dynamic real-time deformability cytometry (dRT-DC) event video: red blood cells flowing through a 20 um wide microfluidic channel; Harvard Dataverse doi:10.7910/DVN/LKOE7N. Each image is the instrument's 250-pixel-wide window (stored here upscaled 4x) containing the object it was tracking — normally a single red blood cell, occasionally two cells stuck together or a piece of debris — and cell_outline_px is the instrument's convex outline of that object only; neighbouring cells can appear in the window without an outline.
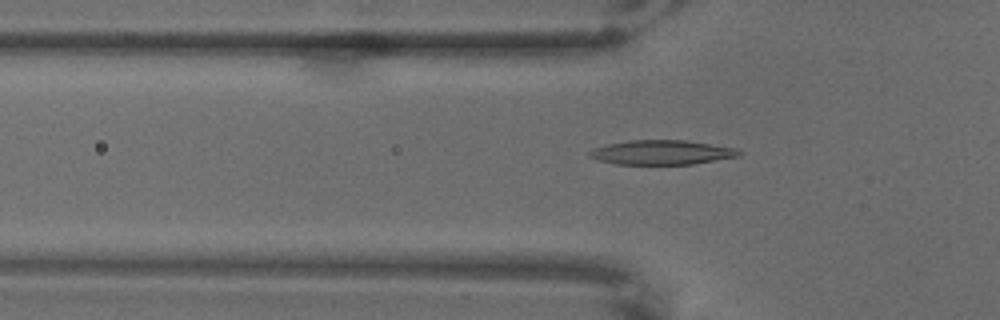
{"species": "common noctule bat (a hibernating species)", "species_latin": "Nyctalus noctula", "temperature_condition": "warm", "stored_images_in_passage": 65, "camera_frame_rate_fps": 3000, "um_per_image_px": 0.085, "animal": {"sex": "male", "body_mass_g": 18.8}, "frame": {"image": 1, "passage_image": 22, "time_ms": 7.0, "image_size_px": [1000, 320], "cell_outline_px": [[744, 152], [740, 156], [692, 164], [616, 164], [596, 160], [588, 156], [588, 152], [592, 148], [608, 144], [628, 140], [684, 140], [736, 148]], "centroid_in_image_um": [56.22, 12.95], "position_along_channel_um": 69.6, "area_um2": 21.39}}
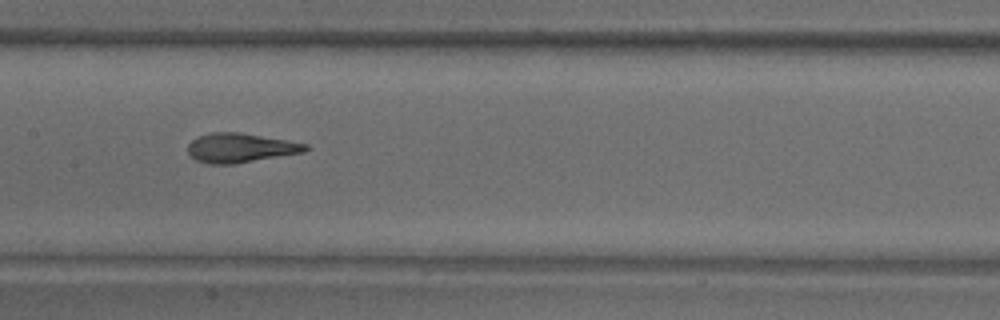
{"frame": {"image": 2, "passage_image": 33, "time_ms": 10.667, "image_size_px": [1000, 320], "cell_outline_px": [[308, 148], [304, 152], [236, 164], [208, 164], [196, 160], [188, 152], [188, 144], [192, 140], [200, 136], [212, 132], [240, 132], [308, 144]], "centroid_in_image_um": [20.42, 12.57], "position_along_channel_um": 187.0, "area_um2": 20.0}}
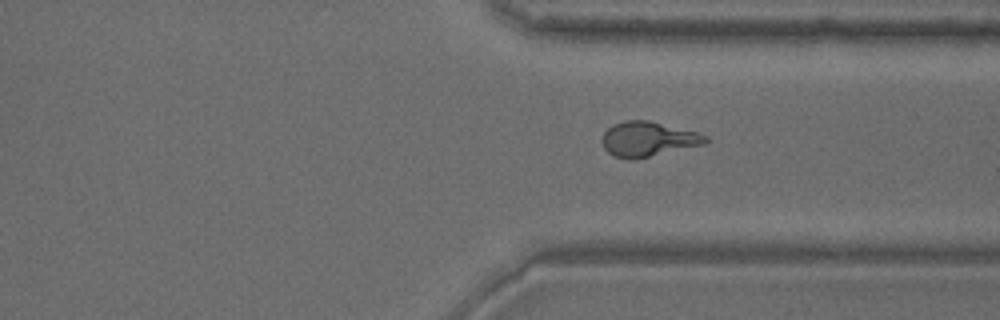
{"frame": {"image": 3, "passage_image": 49, "time_ms": 16.0, "image_size_px": [1000, 320], "cell_outline_px": [[708, 140], [704, 144], [636, 160], [628, 160], [616, 156], [608, 152], [604, 148], [600, 140], [604, 132], [612, 124], [624, 120], [648, 120], [700, 132], [708, 136]], "centroid_in_image_um": [55.08, 11.82], "position_along_channel_um": 356.3, "area_um2": 21.33}}